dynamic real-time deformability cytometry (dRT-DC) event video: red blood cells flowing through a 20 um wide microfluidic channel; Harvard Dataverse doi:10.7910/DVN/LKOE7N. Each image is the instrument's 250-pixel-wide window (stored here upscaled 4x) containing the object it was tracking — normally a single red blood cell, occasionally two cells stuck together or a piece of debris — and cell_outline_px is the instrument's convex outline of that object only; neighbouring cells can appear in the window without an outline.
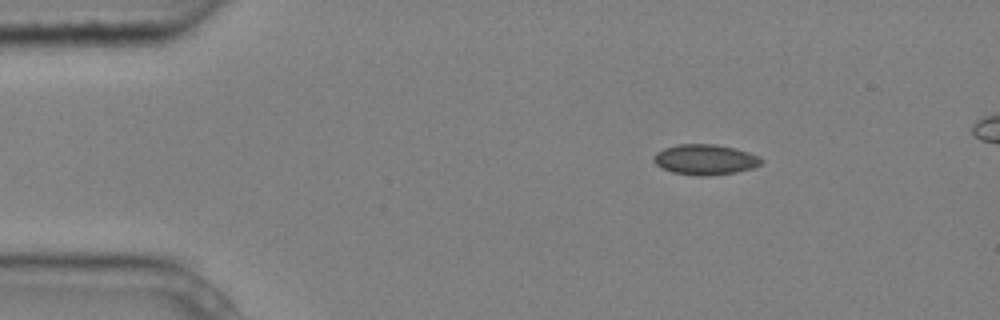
{"species": "common noctule bat (a hibernating species)", "species_latin": "Nyctalus noctula", "temperature_condition": "cold", "stored_images_in_passage": 3, "segment_of_instrument_passage": [1, 2], "camera_frame_rate_fps": 3000, "um_per_image_px": 0.085, "animal": {"sex": "male", "body_mass_g": 20.4}, "frame": {"image": 1, "passage_image": 1, "time_ms": 0.0, "image_size_px": [1000, 320], "cell_outline_px": [[764, 160], [760, 164], [752, 168], [736, 172], [708, 176], [696, 176], [672, 172], [656, 164], [652, 160], [652, 156], [656, 152], [664, 148], [676, 144], [716, 144], [736, 148], [760, 156]], "centroid_in_image_um": [59.93, 13.56], "position_along_channel_um": 25.1, "area_um2": 19.25}}